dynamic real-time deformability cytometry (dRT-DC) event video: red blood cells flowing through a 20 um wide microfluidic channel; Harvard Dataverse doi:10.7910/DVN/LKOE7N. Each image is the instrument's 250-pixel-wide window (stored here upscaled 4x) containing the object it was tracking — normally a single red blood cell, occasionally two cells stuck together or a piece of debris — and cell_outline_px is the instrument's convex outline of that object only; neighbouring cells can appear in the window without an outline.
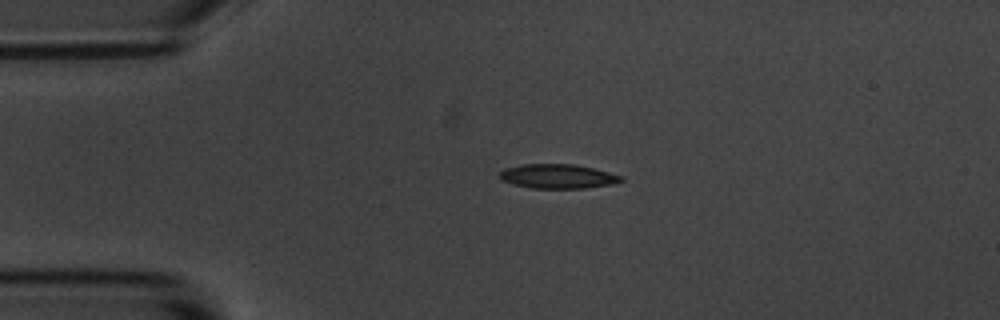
{"species": "common noctule bat (a hibernating species)", "species_latin": "Nyctalus noctula", "temperature_condition": "room temperature", "stored_images_in_passage": 2, "camera_frame_rate_fps": 3000, "um_per_image_px": 0.085, "animal": {"sex": "male", "body_mass_g": 20.1, "forearm_length_mm": 53.5}, "frame": {"image": 1, "passage_image": 1, "time_ms": 0.0, "image_size_px": [1000, 320], "cell_outline_px": [[624, 180], [612, 184], [584, 188], [532, 188], [512, 184], [500, 180], [500, 172], [504, 168], [524, 164], [576, 164], [624, 176]], "centroid_in_image_um": [47.4, 14.98], "position_along_channel_um": 37.6, "area_um2": 17.22}}